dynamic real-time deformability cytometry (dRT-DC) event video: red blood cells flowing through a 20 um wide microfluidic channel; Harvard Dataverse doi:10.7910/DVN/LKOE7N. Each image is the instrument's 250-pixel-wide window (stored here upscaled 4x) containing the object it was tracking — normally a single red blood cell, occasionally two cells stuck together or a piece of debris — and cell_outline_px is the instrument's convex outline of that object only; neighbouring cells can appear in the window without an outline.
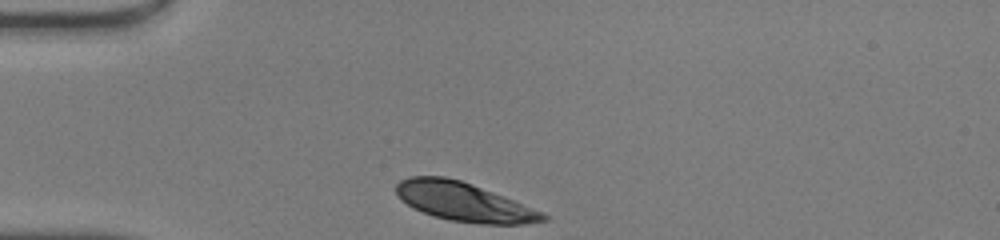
{"species": "human", "species_latin": "Homo sapiens", "temperature_condition": "warm", "stored_images_in_passage": 28, "camera_frame_rate_fps": 3000, "um_per_image_px": 0.085, "donor": {"sex": "male"}, "frame": {"image": 1, "passage_image": 1, "time_ms": 0.0, "image_size_px": [1000, 240], "cell_outline_px": [[548, 220], [524, 224], [480, 224], [448, 220], [432, 216], [412, 208], [400, 200], [396, 192], [396, 184], [400, 180], [408, 176], [444, 176], [460, 180], [472, 184], [544, 212], [548, 216]], "centroid_in_image_um": [39.4, 17.16], "position_along_channel_um": 45.6, "area_um2": 33.35}}
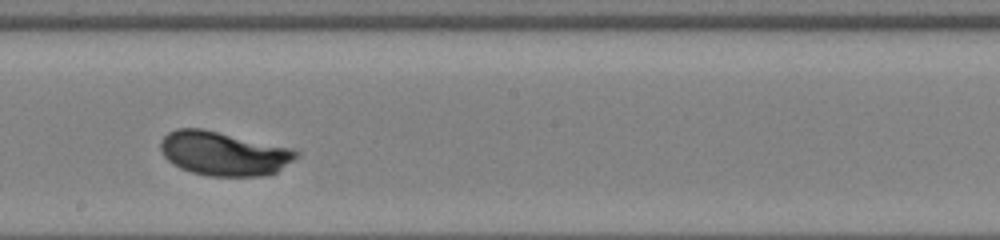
{"frame": {"image": 2, "passage_image": 16, "time_ms": 5.0, "image_size_px": [1000, 240], "cell_outline_px": [[300, 156], [276, 172], [260, 176], [208, 176], [192, 172], [180, 168], [172, 164], [164, 156], [160, 148], [160, 140], [168, 132], [176, 128], [204, 128], [296, 148], [300, 152]], "centroid_in_image_um": [19.05, 13.03], "position_along_channel_um": 229.2, "area_um2": 35.43}}
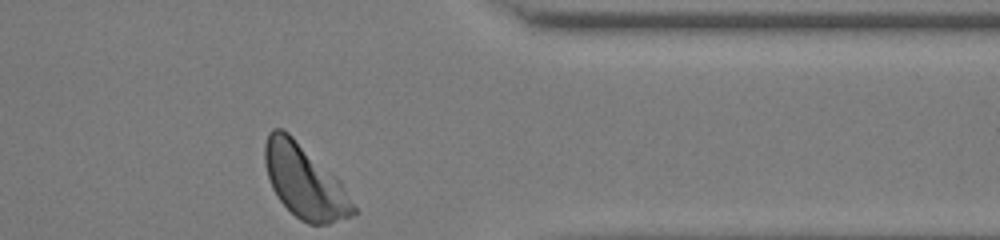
{"frame": {"image": 3, "passage_image": 28, "time_ms": 9.0, "image_size_px": [1000, 240], "cell_outline_px": [[356, 212], [348, 216], [328, 224], [308, 224], [300, 220], [280, 200], [272, 188], [264, 164], [264, 144], [268, 132], [272, 128], [284, 128], [336, 176], [340, 180], [356, 208]], "centroid_in_image_um": [25.86, 15.39], "position_along_channel_um": 385.5, "area_um2": 37.57}, "authors_computed_cell_mechanics": {"area_um2": 34.7956, "velocity_mm_per_s": 4.1924, "shape_relaxation_time_tau1_ms": 2.286, "shape_relaxation_time_tau2_ms": null, "deformation_change_tau1": 0.1492, "deformation_change_tau2": null}}